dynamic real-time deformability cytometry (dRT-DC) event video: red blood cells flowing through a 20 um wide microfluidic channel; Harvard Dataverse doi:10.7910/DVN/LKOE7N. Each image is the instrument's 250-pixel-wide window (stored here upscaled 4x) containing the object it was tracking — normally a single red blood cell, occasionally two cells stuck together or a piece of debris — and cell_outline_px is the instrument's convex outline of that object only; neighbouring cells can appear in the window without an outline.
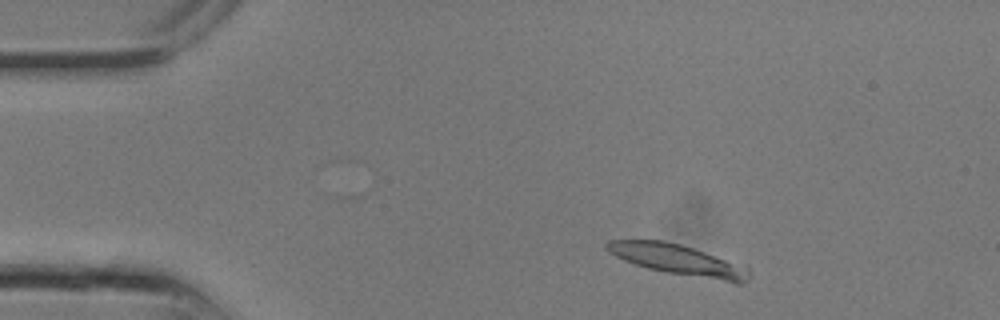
{"species": "common noctule bat (a hibernating species)", "species_latin": "Nyctalus noctula", "temperature_condition": "room temperature", "stored_images_in_passage": 17, "camera_frame_rate_fps": 3000, "um_per_image_px": 0.085, "animal": {"sex": "male", "body_mass_g": 13.3}, "frame": {"image": 1, "passage_image": 2, "time_ms": 0.333, "image_size_px": [1000, 320], "cell_outline_px": [[748, 280], [744, 284], [736, 284], [668, 272], [648, 268], [624, 260], [608, 252], [604, 248], [604, 244], [608, 240], [664, 240], [680, 244], [704, 252], [748, 268]], "centroid_in_image_um": [57.59, 22.09], "position_along_channel_um": 27.4, "area_um2": 25.03}}